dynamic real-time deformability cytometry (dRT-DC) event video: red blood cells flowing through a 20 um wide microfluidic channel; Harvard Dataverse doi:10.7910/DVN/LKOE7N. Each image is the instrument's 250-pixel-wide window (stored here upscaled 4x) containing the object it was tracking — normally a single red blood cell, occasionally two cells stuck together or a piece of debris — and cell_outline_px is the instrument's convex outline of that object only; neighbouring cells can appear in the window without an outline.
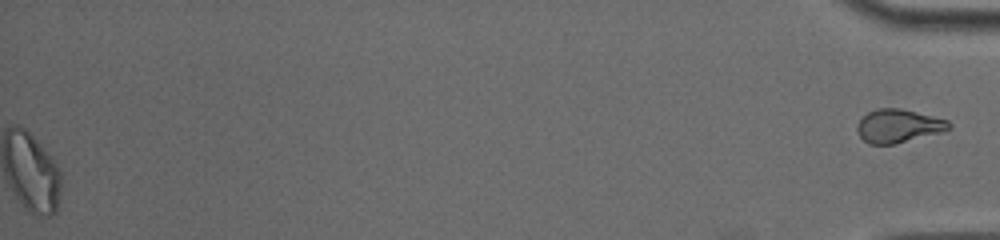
{"species": "common noctule bat (a hibernating species)", "species_latin": "Nyctalus noctula", "temperature_condition": "cold", "stored_images_in_passage": 39, "segment_of_instrument_passage": [2, 2], "camera_frame_rate_fps": 3000, "um_per_image_px": 0.085, "animal": {"sex": "male", "body_mass_g": 19.0, "forearm_length_mm": 50.8}, "frame": {"image": 1, "passage_image": 39, "time_ms": 12.667, "image_size_px": [1000, 240], "cell_outline_px": [[952, 128], [940, 132], [892, 144], [868, 144], [860, 136], [856, 128], [860, 120], [868, 112], [876, 108], [900, 108], [948, 120], [952, 124]], "centroid_in_image_um": [76.35, 10.69], "position_along_channel_um": 358.8, "area_um2": 17.57}}